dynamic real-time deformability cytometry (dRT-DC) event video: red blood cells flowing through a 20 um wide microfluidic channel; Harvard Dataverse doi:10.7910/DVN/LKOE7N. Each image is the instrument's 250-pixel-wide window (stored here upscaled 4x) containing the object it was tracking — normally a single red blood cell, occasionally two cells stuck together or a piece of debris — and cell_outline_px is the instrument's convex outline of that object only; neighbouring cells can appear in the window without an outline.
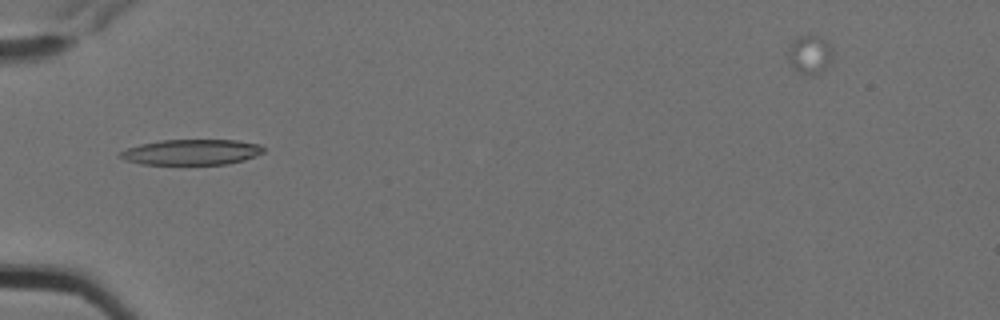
{"species": "Egyptian fruit bat (a non-hibernating species)", "species_latin": "Rousettus aegyptiacus", "temperature_condition": "cold", "stored_images_in_passage": 15, "camera_frame_rate_fps": 3000, "um_per_image_px": 0.085, "animal": {"sex": "female"}, "frame": {"image": 1, "passage_image": 5, "time_ms": 1.333, "image_size_px": [1000, 320], "cell_outline_px": [[264, 152], [256, 156], [244, 160], [228, 164], [140, 164], [124, 160], [120, 156], [120, 152], [128, 148], [140, 144], [160, 140], [236, 140], [260, 144], [264, 148]], "centroid_in_image_um": [16.3, 12.93], "position_along_channel_um": 68.7, "area_um2": 21.33}}
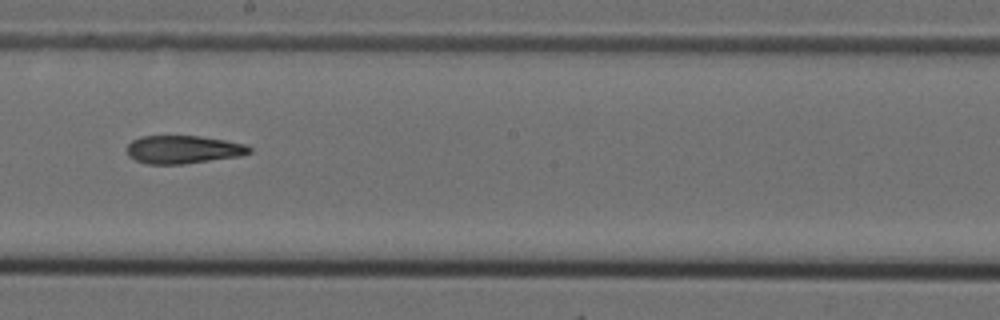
{"frame": {"image": 2, "passage_image": 9, "time_ms": 2.667, "image_size_px": [1000, 320], "cell_outline_px": [[252, 152], [240, 156], [184, 164], [148, 164], [136, 160], [128, 156], [128, 144], [132, 140], [140, 136], [200, 136], [224, 140], [244, 144], [252, 148]], "centroid_in_image_um": [15.57, 12.71], "position_along_channel_um": 232.6, "area_um2": 20.0}}
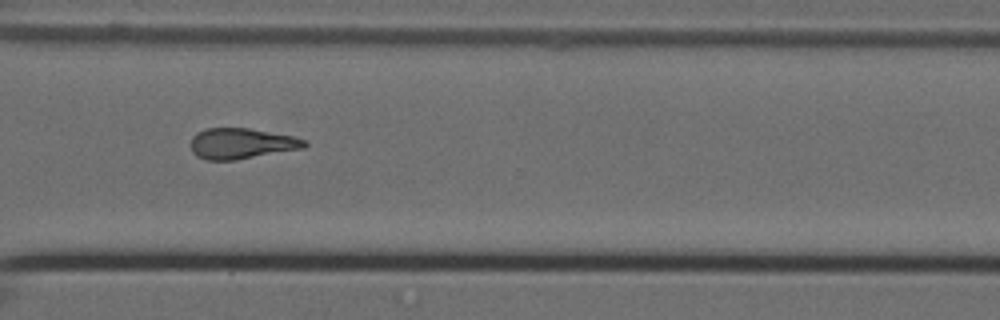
{"frame": {"image": 3, "passage_image": 12, "time_ms": 3.667, "image_size_px": [1000, 320], "cell_outline_px": [[308, 144], [304, 148], [236, 160], [208, 160], [196, 156], [192, 152], [192, 136], [196, 132], [204, 128], [248, 128], [292, 136], [308, 140]], "centroid_in_image_um": [20.52, 12.2], "position_along_channel_um": 350.1, "area_um2": 20.4}}